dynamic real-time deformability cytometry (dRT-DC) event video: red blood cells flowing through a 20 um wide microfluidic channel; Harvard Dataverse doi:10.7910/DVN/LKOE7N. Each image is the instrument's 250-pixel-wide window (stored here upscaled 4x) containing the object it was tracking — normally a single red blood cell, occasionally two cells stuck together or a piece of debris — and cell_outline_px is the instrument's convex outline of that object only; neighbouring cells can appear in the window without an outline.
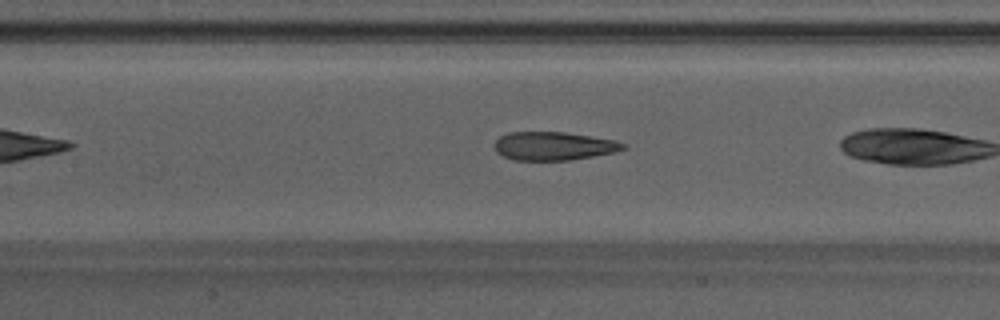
{"species": "Egyptian fruit bat (a non-hibernating species)", "species_latin": "Rousettus aegyptiacus", "temperature_condition": "warm", "stored_images_in_passage": 16, "camera_frame_rate_fps": 3000, "um_per_image_px": 0.085, "animal": {"sex": "male"}, "frame": {"image": 1, "passage_image": 14, "time_ms": 4.333, "image_size_px": [1000, 320], "cell_outline_px": [[628, 148], [612, 152], [592, 156], [568, 160], [512, 160], [496, 152], [496, 140], [500, 136], [508, 132], [564, 132], [612, 140], [628, 144]], "centroid_in_image_um": [47.04, 12.41], "position_along_channel_um": 160.4, "area_um2": 21.04}}